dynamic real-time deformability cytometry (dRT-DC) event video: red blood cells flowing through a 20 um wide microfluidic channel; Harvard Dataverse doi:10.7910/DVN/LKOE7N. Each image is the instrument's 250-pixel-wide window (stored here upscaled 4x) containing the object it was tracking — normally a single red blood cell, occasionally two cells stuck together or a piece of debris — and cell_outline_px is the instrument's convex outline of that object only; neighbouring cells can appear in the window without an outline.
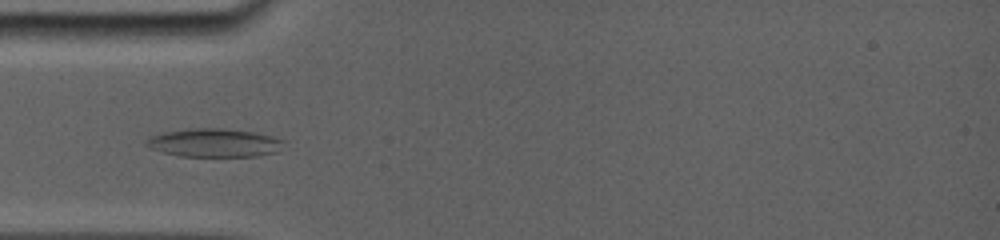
{"species": "common noctule bat (a hibernating species)", "species_latin": "Nyctalus noctula", "temperature_condition": "room temperature", "stored_images_in_passage": 38, "camera_frame_rate_fps": 5000, "um_per_image_px": 0.085, "animal": {"sex": "female", "body_mass_g": 19.0, "forearm_length_mm": 56.7}, "frame": {"image": 1, "passage_image": 12, "time_ms": 4.6, "image_size_px": [1000, 240], "cell_outline_px": [[284, 140], [276, 152], [256, 156], [180, 156], [164, 152], [152, 148], [144, 144], [144, 140], [148, 136], [164, 132], [184, 128], [224, 128], [252, 132], [272, 136]], "centroid_in_image_um": [18.14, 12.12], "position_along_channel_um": 66.9, "area_um2": 22.72}}
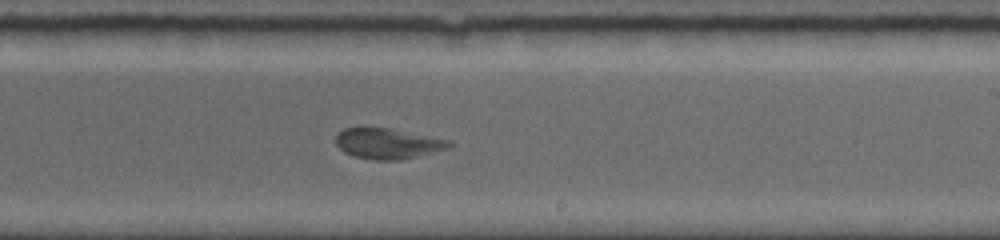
{"frame": {"image": 2, "passage_image": 21, "time_ms": 9.6, "image_size_px": [1000, 240], "cell_outline_px": [[452, 144], [448, 148], [400, 160], [376, 160], [352, 156], [344, 152], [336, 144], [336, 136], [344, 128], [388, 128], [448, 140]], "centroid_in_image_um": [32.91, 12.21], "position_along_channel_um": 256.1, "area_um2": 19.71}}
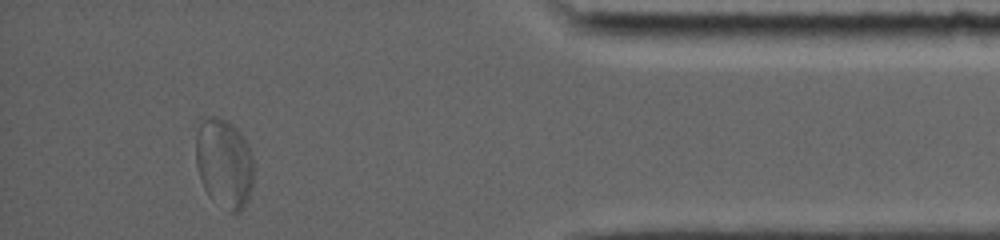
{"frame": {"image": 3, "passage_image": 35, "time_ms": 14.6, "image_size_px": [1000, 240], "cell_outline_px": [[252, 188], [248, 200], [240, 212], [236, 216], [228, 212], [212, 200], [208, 196], [200, 180], [196, 164], [196, 132], [200, 120], [208, 116], [216, 116], [232, 124], [240, 132], [252, 156]], "centroid_in_image_um": [19.02, 13.92], "position_along_channel_um": 416.2, "area_um2": 30.52}}